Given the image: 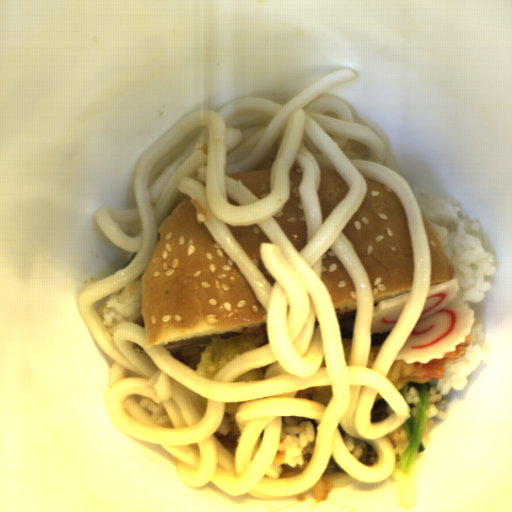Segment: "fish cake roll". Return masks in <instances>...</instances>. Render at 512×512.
Returning <instances> with one entry per match:
<instances>
[{
  "instance_id": "obj_1",
  "label": "fish cake roll",
  "mask_w": 512,
  "mask_h": 512,
  "mask_svg": "<svg viewBox=\"0 0 512 512\" xmlns=\"http://www.w3.org/2000/svg\"><path fill=\"white\" fill-rule=\"evenodd\" d=\"M460 292L458 280L452 278L428 287L422 312L395 357L406 364H426L454 353L456 345L465 344L473 330L475 310L468 303H455Z\"/></svg>"
},
{
  "instance_id": "obj_2",
  "label": "fish cake roll",
  "mask_w": 512,
  "mask_h": 512,
  "mask_svg": "<svg viewBox=\"0 0 512 512\" xmlns=\"http://www.w3.org/2000/svg\"><path fill=\"white\" fill-rule=\"evenodd\" d=\"M409 293L378 301L374 306L371 335L392 331L406 306Z\"/></svg>"
}]
</instances>
